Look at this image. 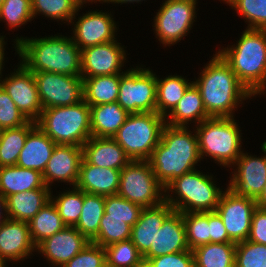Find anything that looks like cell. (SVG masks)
<instances>
[{"mask_svg": "<svg viewBox=\"0 0 266 267\" xmlns=\"http://www.w3.org/2000/svg\"><path fill=\"white\" fill-rule=\"evenodd\" d=\"M166 124L174 127H185L193 119L197 124L209 119L201 98V93L194 83L185 91L173 111L167 115Z\"/></svg>", "mask_w": 266, "mask_h": 267, "instance_id": "f1b7e54d", "label": "cell"}, {"mask_svg": "<svg viewBox=\"0 0 266 267\" xmlns=\"http://www.w3.org/2000/svg\"><path fill=\"white\" fill-rule=\"evenodd\" d=\"M43 109L70 106L83 100V78L52 72H33Z\"/></svg>", "mask_w": 266, "mask_h": 267, "instance_id": "7c38bea8", "label": "cell"}, {"mask_svg": "<svg viewBox=\"0 0 266 267\" xmlns=\"http://www.w3.org/2000/svg\"><path fill=\"white\" fill-rule=\"evenodd\" d=\"M143 207L116 195L105 196V217H117L131 227L138 221Z\"/></svg>", "mask_w": 266, "mask_h": 267, "instance_id": "60d3db41", "label": "cell"}, {"mask_svg": "<svg viewBox=\"0 0 266 267\" xmlns=\"http://www.w3.org/2000/svg\"><path fill=\"white\" fill-rule=\"evenodd\" d=\"M129 113L120 104L90 106L91 134L94 137H113L125 123Z\"/></svg>", "mask_w": 266, "mask_h": 267, "instance_id": "4316f807", "label": "cell"}, {"mask_svg": "<svg viewBox=\"0 0 266 267\" xmlns=\"http://www.w3.org/2000/svg\"><path fill=\"white\" fill-rule=\"evenodd\" d=\"M144 263L146 267H194V256L192 250H186L150 258Z\"/></svg>", "mask_w": 266, "mask_h": 267, "instance_id": "7dc6e473", "label": "cell"}, {"mask_svg": "<svg viewBox=\"0 0 266 267\" xmlns=\"http://www.w3.org/2000/svg\"><path fill=\"white\" fill-rule=\"evenodd\" d=\"M74 27V36L71 38L81 50L116 39L117 27L109 13L90 11L80 17Z\"/></svg>", "mask_w": 266, "mask_h": 267, "instance_id": "e0dca14e", "label": "cell"}, {"mask_svg": "<svg viewBox=\"0 0 266 267\" xmlns=\"http://www.w3.org/2000/svg\"><path fill=\"white\" fill-rule=\"evenodd\" d=\"M212 180V176L196 169L185 173L165 187V201L181 213L215 211L224 191L217 188ZM168 191L174 192L180 199L166 195Z\"/></svg>", "mask_w": 266, "mask_h": 267, "instance_id": "8992f818", "label": "cell"}, {"mask_svg": "<svg viewBox=\"0 0 266 267\" xmlns=\"http://www.w3.org/2000/svg\"><path fill=\"white\" fill-rule=\"evenodd\" d=\"M182 215L189 249L210 243L209 212H188Z\"/></svg>", "mask_w": 266, "mask_h": 267, "instance_id": "8d00e7d4", "label": "cell"}, {"mask_svg": "<svg viewBox=\"0 0 266 267\" xmlns=\"http://www.w3.org/2000/svg\"><path fill=\"white\" fill-rule=\"evenodd\" d=\"M236 243H208L192 250L194 267H235Z\"/></svg>", "mask_w": 266, "mask_h": 267, "instance_id": "1f68e13d", "label": "cell"}, {"mask_svg": "<svg viewBox=\"0 0 266 267\" xmlns=\"http://www.w3.org/2000/svg\"><path fill=\"white\" fill-rule=\"evenodd\" d=\"M262 151L265 155L260 158L242 152L234 163L238 167L228 188L236 195L257 200L262 194L266 185V141L262 144Z\"/></svg>", "mask_w": 266, "mask_h": 267, "instance_id": "9a60e30c", "label": "cell"}, {"mask_svg": "<svg viewBox=\"0 0 266 267\" xmlns=\"http://www.w3.org/2000/svg\"><path fill=\"white\" fill-rule=\"evenodd\" d=\"M136 267H146L145 263Z\"/></svg>", "mask_w": 266, "mask_h": 267, "instance_id": "9f6ffc18", "label": "cell"}, {"mask_svg": "<svg viewBox=\"0 0 266 267\" xmlns=\"http://www.w3.org/2000/svg\"><path fill=\"white\" fill-rule=\"evenodd\" d=\"M190 250L186 242V228L183 215L179 211H173L163 222L154 238V245L143 256L144 262L150 258H156L165 254H173Z\"/></svg>", "mask_w": 266, "mask_h": 267, "instance_id": "44dd1931", "label": "cell"}, {"mask_svg": "<svg viewBox=\"0 0 266 267\" xmlns=\"http://www.w3.org/2000/svg\"><path fill=\"white\" fill-rule=\"evenodd\" d=\"M90 241L75 227L65 226L61 231L43 240L37 247L48 261L62 267L82 251Z\"/></svg>", "mask_w": 266, "mask_h": 267, "instance_id": "ffe728a7", "label": "cell"}, {"mask_svg": "<svg viewBox=\"0 0 266 267\" xmlns=\"http://www.w3.org/2000/svg\"><path fill=\"white\" fill-rule=\"evenodd\" d=\"M247 240L266 245V210L259 207L254 210Z\"/></svg>", "mask_w": 266, "mask_h": 267, "instance_id": "c3c4849f", "label": "cell"}, {"mask_svg": "<svg viewBox=\"0 0 266 267\" xmlns=\"http://www.w3.org/2000/svg\"><path fill=\"white\" fill-rule=\"evenodd\" d=\"M188 81L179 75H169L164 79L156 77V112L159 115L168 119L167 115L173 111L187 88L193 83Z\"/></svg>", "mask_w": 266, "mask_h": 267, "instance_id": "4dcf8cb0", "label": "cell"}, {"mask_svg": "<svg viewBox=\"0 0 266 267\" xmlns=\"http://www.w3.org/2000/svg\"><path fill=\"white\" fill-rule=\"evenodd\" d=\"M140 1H142V0H104L103 2H108V3L113 2V3H118V4L122 3L123 4V3H128V2L129 3L130 2H132V3L138 2L139 3Z\"/></svg>", "mask_w": 266, "mask_h": 267, "instance_id": "db71d44e", "label": "cell"}, {"mask_svg": "<svg viewBox=\"0 0 266 267\" xmlns=\"http://www.w3.org/2000/svg\"><path fill=\"white\" fill-rule=\"evenodd\" d=\"M33 18L38 13L52 18L53 20H65L73 23L72 20L79 10L72 0H31Z\"/></svg>", "mask_w": 266, "mask_h": 267, "instance_id": "ab89813d", "label": "cell"}, {"mask_svg": "<svg viewBox=\"0 0 266 267\" xmlns=\"http://www.w3.org/2000/svg\"><path fill=\"white\" fill-rule=\"evenodd\" d=\"M0 86L29 121L36 122L39 119L43 107L32 71L20 63L18 69L9 78L0 80Z\"/></svg>", "mask_w": 266, "mask_h": 267, "instance_id": "5bb4252c", "label": "cell"}, {"mask_svg": "<svg viewBox=\"0 0 266 267\" xmlns=\"http://www.w3.org/2000/svg\"><path fill=\"white\" fill-rule=\"evenodd\" d=\"M193 83L199 89L209 117H233L237 104L253 96L217 53Z\"/></svg>", "mask_w": 266, "mask_h": 267, "instance_id": "3957f363", "label": "cell"}, {"mask_svg": "<svg viewBox=\"0 0 266 267\" xmlns=\"http://www.w3.org/2000/svg\"><path fill=\"white\" fill-rule=\"evenodd\" d=\"M56 145L36 124L29 131L16 165L43 174Z\"/></svg>", "mask_w": 266, "mask_h": 267, "instance_id": "d4e9b609", "label": "cell"}, {"mask_svg": "<svg viewBox=\"0 0 266 267\" xmlns=\"http://www.w3.org/2000/svg\"><path fill=\"white\" fill-rule=\"evenodd\" d=\"M3 2H4V0H0V7H1V5H2Z\"/></svg>", "mask_w": 266, "mask_h": 267, "instance_id": "680465c9", "label": "cell"}, {"mask_svg": "<svg viewBox=\"0 0 266 267\" xmlns=\"http://www.w3.org/2000/svg\"><path fill=\"white\" fill-rule=\"evenodd\" d=\"M257 207L266 210V185L260 197L256 200Z\"/></svg>", "mask_w": 266, "mask_h": 267, "instance_id": "816d5d0a", "label": "cell"}, {"mask_svg": "<svg viewBox=\"0 0 266 267\" xmlns=\"http://www.w3.org/2000/svg\"><path fill=\"white\" fill-rule=\"evenodd\" d=\"M210 224V242L211 243H228L232 242L229 239L227 230L221 217L216 211H209Z\"/></svg>", "mask_w": 266, "mask_h": 267, "instance_id": "681fc988", "label": "cell"}, {"mask_svg": "<svg viewBox=\"0 0 266 267\" xmlns=\"http://www.w3.org/2000/svg\"><path fill=\"white\" fill-rule=\"evenodd\" d=\"M174 211L166 201L155 207L142 209L138 221L132 226L131 241L144 256L154 245V238L164 220Z\"/></svg>", "mask_w": 266, "mask_h": 267, "instance_id": "7402d4cb", "label": "cell"}, {"mask_svg": "<svg viewBox=\"0 0 266 267\" xmlns=\"http://www.w3.org/2000/svg\"><path fill=\"white\" fill-rule=\"evenodd\" d=\"M132 227L117 217L102 216L97 236L91 241L96 245L106 247L110 244L131 238Z\"/></svg>", "mask_w": 266, "mask_h": 267, "instance_id": "f35d334b", "label": "cell"}, {"mask_svg": "<svg viewBox=\"0 0 266 267\" xmlns=\"http://www.w3.org/2000/svg\"><path fill=\"white\" fill-rule=\"evenodd\" d=\"M42 173L37 170L15 166L0 167V194L9 195L44 186Z\"/></svg>", "mask_w": 266, "mask_h": 267, "instance_id": "83f0119b", "label": "cell"}, {"mask_svg": "<svg viewBox=\"0 0 266 267\" xmlns=\"http://www.w3.org/2000/svg\"><path fill=\"white\" fill-rule=\"evenodd\" d=\"M83 159L81 146L57 144L42 174L44 184L50 188L53 181L76 186Z\"/></svg>", "mask_w": 266, "mask_h": 267, "instance_id": "ac0fdd59", "label": "cell"}, {"mask_svg": "<svg viewBox=\"0 0 266 267\" xmlns=\"http://www.w3.org/2000/svg\"><path fill=\"white\" fill-rule=\"evenodd\" d=\"M117 102L129 114L156 112V75L139 67L122 72Z\"/></svg>", "mask_w": 266, "mask_h": 267, "instance_id": "30bf717a", "label": "cell"}, {"mask_svg": "<svg viewBox=\"0 0 266 267\" xmlns=\"http://www.w3.org/2000/svg\"><path fill=\"white\" fill-rule=\"evenodd\" d=\"M2 210L4 211V216L5 217L2 216L3 215ZM0 211H1L0 212V225H1V224H3L8 219L7 206H6V198L4 196H2L1 194H0ZM1 216H2V218H1Z\"/></svg>", "mask_w": 266, "mask_h": 267, "instance_id": "f907efd6", "label": "cell"}, {"mask_svg": "<svg viewBox=\"0 0 266 267\" xmlns=\"http://www.w3.org/2000/svg\"><path fill=\"white\" fill-rule=\"evenodd\" d=\"M197 0H166L154 18V29L164 45L177 43L187 36L196 17Z\"/></svg>", "mask_w": 266, "mask_h": 267, "instance_id": "8fae6325", "label": "cell"}, {"mask_svg": "<svg viewBox=\"0 0 266 267\" xmlns=\"http://www.w3.org/2000/svg\"><path fill=\"white\" fill-rule=\"evenodd\" d=\"M3 128L0 126V136L2 134Z\"/></svg>", "mask_w": 266, "mask_h": 267, "instance_id": "6f0895ef", "label": "cell"}, {"mask_svg": "<svg viewBox=\"0 0 266 267\" xmlns=\"http://www.w3.org/2000/svg\"><path fill=\"white\" fill-rule=\"evenodd\" d=\"M165 188L158 182L148 160H131L120 172L118 195L143 208L165 201ZM163 196V197H162Z\"/></svg>", "mask_w": 266, "mask_h": 267, "instance_id": "9c48e42d", "label": "cell"}, {"mask_svg": "<svg viewBox=\"0 0 266 267\" xmlns=\"http://www.w3.org/2000/svg\"><path fill=\"white\" fill-rule=\"evenodd\" d=\"M218 54L253 96L266 88V29H246L236 47Z\"/></svg>", "mask_w": 266, "mask_h": 267, "instance_id": "277c9868", "label": "cell"}, {"mask_svg": "<svg viewBox=\"0 0 266 267\" xmlns=\"http://www.w3.org/2000/svg\"><path fill=\"white\" fill-rule=\"evenodd\" d=\"M83 159L92 165L122 170L131 160L112 137L91 136L82 146Z\"/></svg>", "mask_w": 266, "mask_h": 267, "instance_id": "603a6c76", "label": "cell"}, {"mask_svg": "<svg viewBox=\"0 0 266 267\" xmlns=\"http://www.w3.org/2000/svg\"><path fill=\"white\" fill-rule=\"evenodd\" d=\"M116 40L81 50V77H95L120 73L125 50Z\"/></svg>", "mask_w": 266, "mask_h": 267, "instance_id": "2e32d148", "label": "cell"}, {"mask_svg": "<svg viewBox=\"0 0 266 267\" xmlns=\"http://www.w3.org/2000/svg\"><path fill=\"white\" fill-rule=\"evenodd\" d=\"M249 22L247 29H266V0H227Z\"/></svg>", "mask_w": 266, "mask_h": 267, "instance_id": "b9f144b4", "label": "cell"}, {"mask_svg": "<svg viewBox=\"0 0 266 267\" xmlns=\"http://www.w3.org/2000/svg\"><path fill=\"white\" fill-rule=\"evenodd\" d=\"M22 64L32 72L81 76V49L72 38L51 36L15 40Z\"/></svg>", "mask_w": 266, "mask_h": 267, "instance_id": "7a4b0ae2", "label": "cell"}, {"mask_svg": "<svg viewBox=\"0 0 266 267\" xmlns=\"http://www.w3.org/2000/svg\"><path fill=\"white\" fill-rule=\"evenodd\" d=\"M62 267H106L105 247L90 242Z\"/></svg>", "mask_w": 266, "mask_h": 267, "instance_id": "bcb514c9", "label": "cell"}, {"mask_svg": "<svg viewBox=\"0 0 266 267\" xmlns=\"http://www.w3.org/2000/svg\"><path fill=\"white\" fill-rule=\"evenodd\" d=\"M51 196L62 221L66 226H75L82 212L84 191L73 186V189L59 194L55 199Z\"/></svg>", "mask_w": 266, "mask_h": 267, "instance_id": "74e56055", "label": "cell"}, {"mask_svg": "<svg viewBox=\"0 0 266 267\" xmlns=\"http://www.w3.org/2000/svg\"><path fill=\"white\" fill-rule=\"evenodd\" d=\"M104 213L105 196L84 192L82 212L74 227L91 242L98 234Z\"/></svg>", "mask_w": 266, "mask_h": 267, "instance_id": "836d02e7", "label": "cell"}, {"mask_svg": "<svg viewBox=\"0 0 266 267\" xmlns=\"http://www.w3.org/2000/svg\"><path fill=\"white\" fill-rule=\"evenodd\" d=\"M197 126L200 158L207 154L224 167L234 165L242 153L241 130L234 118L210 117Z\"/></svg>", "mask_w": 266, "mask_h": 267, "instance_id": "52a82bcc", "label": "cell"}, {"mask_svg": "<svg viewBox=\"0 0 266 267\" xmlns=\"http://www.w3.org/2000/svg\"><path fill=\"white\" fill-rule=\"evenodd\" d=\"M256 208L257 203L253 198L238 196L228 187L222 193L215 211L221 217L232 242L239 243L248 239Z\"/></svg>", "mask_w": 266, "mask_h": 267, "instance_id": "4fadbf2b", "label": "cell"}, {"mask_svg": "<svg viewBox=\"0 0 266 267\" xmlns=\"http://www.w3.org/2000/svg\"><path fill=\"white\" fill-rule=\"evenodd\" d=\"M33 18L31 0H4L0 7V20L4 19L10 28H16Z\"/></svg>", "mask_w": 266, "mask_h": 267, "instance_id": "ee69618b", "label": "cell"}, {"mask_svg": "<svg viewBox=\"0 0 266 267\" xmlns=\"http://www.w3.org/2000/svg\"><path fill=\"white\" fill-rule=\"evenodd\" d=\"M29 120L17 108L14 101L0 86V126L3 129L25 125Z\"/></svg>", "mask_w": 266, "mask_h": 267, "instance_id": "f6af8a7d", "label": "cell"}, {"mask_svg": "<svg viewBox=\"0 0 266 267\" xmlns=\"http://www.w3.org/2000/svg\"><path fill=\"white\" fill-rule=\"evenodd\" d=\"M235 267H266V245L249 240L236 243Z\"/></svg>", "mask_w": 266, "mask_h": 267, "instance_id": "7bdbcfd3", "label": "cell"}, {"mask_svg": "<svg viewBox=\"0 0 266 267\" xmlns=\"http://www.w3.org/2000/svg\"><path fill=\"white\" fill-rule=\"evenodd\" d=\"M165 125L161 140L148 159L158 182L165 188L175 178L195 170L201 160L197 133Z\"/></svg>", "mask_w": 266, "mask_h": 267, "instance_id": "6da1fadb", "label": "cell"}, {"mask_svg": "<svg viewBox=\"0 0 266 267\" xmlns=\"http://www.w3.org/2000/svg\"><path fill=\"white\" fill-rule=\"evenodd\" d=\"M28 224L32 241L36 247L66 226L52 200L45 204Z\"/></svg>", "mask_w": 266, "mask_h": 267, "instance_id": "d6a6232c", "label": "cell"}, {"mask_svg": "<svg viewBox=\"0 0 266 267\" xmlns=\"http://www.w3.org/2000/svg\"><path fill=\"white\" fill-rule=\"evenodd\" d=\"M51 189L42 188L12 194L6 197L9 219L29 222L51 200Z\"/></svg>", "mask_w": 266, "mask_h": 267, "instance_id": "484cf974", "label": "cell"}, {"mask_svg": "<svg viewBox=\"0 0 266 267\" xmlns=\"http://www.w3.org/2000/svg\"><path fill=\"white\" fill-rule=\"evenodd\" d=\"M37 126L56 144L83 146L92 136L90 105L77 104L43 109Z\"/></svg>", "mask_w": 266, "mask_h": 267, "instance_id": "5b68a950", "label": "cell"}, {"mask_svg": "<svg viewBox=\"0 0 266 267\" xmlns=\"http://www.w3.org/2000/svg\"><path fill=\"white\" fill-rule=\"evenodd\" d=\"M36 246L32 241L29 224L24 221L7 219L0 225V264L6 267V261H20L27 258Z\"/></svg>", "mask_w": 266, "mask_h": 267, "instance_id": "d6986e66", "label": "cell"}, {"mask_svg": "<svg viewBox=\"0 0 266 267\" xmlns=\"http://www.w3.org/2000/svg\"><path fill=\"white\" fill-rule=\"evenodd\" d=\"M35 125L36 122L29 121L27 124L16 128L3 129L0 136V167L17 164L29 131Z\"/></svg>", "mask_w": 266, "mask_h": 267, "instance_id": "e575fe53", "label": "cell"}, {"mask_svg": "<svg viewBox=\"0 0 266 267\" xmlns=\"http://www.w3.org/2000/svg\"><path fill=\"white\" fill-rule=\"evenodd\" d=\"M120 172L118 169L89 164L82 159L76 187L89 194L116 195L119 190Z\"/></svg>", "mask_w": 266, "mask_h": 267, "instance_id": "cb8c5ba5", "label": "cell"}, {"mask_svg": "<svg viewBox=\"0 0 266 267\" xmlns=\"http://www.w3.org/2000/svg\"><path fill=\"white\" fill-rule=\"evenodd\" d=\"M83 78V100L90 106L116 102L120 74Z\"/></svg>", "mask_w": 266, "mask_h": 267, "instance_id": "f546056e", "label": "cell"}, {"mask_svg": "<svg viewBox=\"0 0 266 267\" xmlns=\"http://www.w3.org/2000/svg\"><path fill=\"white\" fill-rule=\"evenodd\" d=\"M105 251L106 267H136L144 264L143 255L131 239L110 244Z\"/></svg>", "mask_w": 266, "mask_h": 267, "instance_id": "d590c367", "label": "cell"}, {"mask_svg": "<svg viewBox=\"0 0 266 267\" xmlns=\"http://www.w3.org/2000/svg\"><path fill=\"white\" fill-rule=\"evenodd\" d=\"M166 118L157 112L129 114L112 137L130 160H148L161 140Z\"/></svg>", "mask_w": 266, "mask_h": 267, "instance_id": "ba28073f", "label": "cell"}, {"mask_svg": "<svg viewBox=\"0 0 266 267\" xmlns=\"http://www.w3.org/2000/svg\"><path fill=\"white\" fill-rule=\"evenodd\" d=\"M4 43H5L4 42V37L0 36V75L2 74L1 71L3 69L2 65H3V61H4Z\"/></svg>", "mask_w": 266, "mask_h": 267, "instance_id": "f5cc1de1", "label": "cell"}, {"mask_svg": "<svg viewBox=\"0 0 266 267\" xmlns=\"http://www.w3.org/2000/svg\"><path fill=\"white\" fill-rule=\"evenodd\" d=\"M74 3H75V5L77 6V7H79L80 9H81V5H83V3H86V2H90L91 1V3L94 1V2H97V1H104V0H72ZM86 1V2H85Z\"/></svg>", "mask_w": 266, "mask_h": 267, "instance_id": "11a10c76", "label": "cell"}]
</instances>
